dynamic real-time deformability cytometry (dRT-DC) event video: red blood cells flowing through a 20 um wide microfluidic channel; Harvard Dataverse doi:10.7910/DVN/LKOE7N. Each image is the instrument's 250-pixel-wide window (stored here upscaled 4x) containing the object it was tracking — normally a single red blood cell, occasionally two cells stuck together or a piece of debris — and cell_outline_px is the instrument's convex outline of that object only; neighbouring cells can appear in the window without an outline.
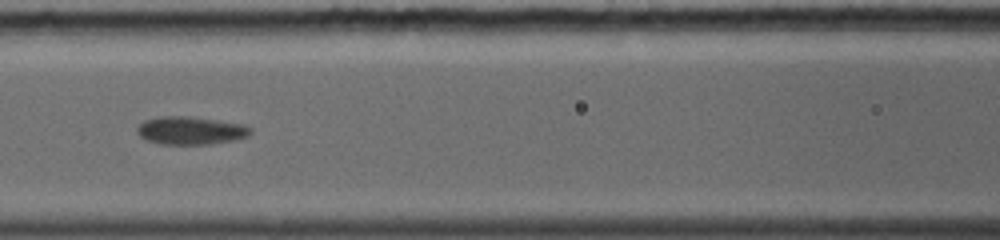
{"species": "common noctule bat (a hibernating species)", "species_latin": "Nyctalus noctula", "temperature_condition": "warm", "stored_images_in_passage": 17, "camera_frame_rate_fps": 5000, "um_per_image_px": 0.085, "animal": {"sex": "female", "body_mass_g": 19.0, "forearm_length_mm": 56.7}, "frame": {"image": 1, "passage_image": 10, "time_ms": 3.4, "image_size_px": [1000, 240], "cell_outline_px": [[252, 132], [248, 136], [236, 140], [208, 144], [160, 144], [144, 140], [136, 132], [136, 128], [144, 120], [160, 116], [188, 116], [244, 124], [252, 128]], "centroid_in_image_um": [16.19, 11.1], "position_along_channel_um": 150.4, "area_um2": 18.67}}